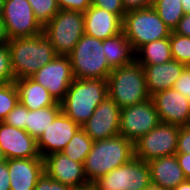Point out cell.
I'll return each mask as SVG.
<instances>
[{
  "mask_svg": "<svg viewBox=\"0 0 190 190\" xmlns=\"http://www.w3.org/2000/svg\"><path fill=\"white\" fill-rule=\"evenodd\" d=\"M134 158V143L124 136L117 135L96 140L88 153L83 166L85 176L93 184L103 175L122 166Z\"/></svg>",
  "mask_w": 190,
  "mask_h": 190,
  "instance_id": "1",
  "label": "cell"
},
{
  "mask_svg": "<svg viewBox=\"0 0 190 190\" xmlns=\"http://www.w3.org/2000/svg\"><path fill=\"white\" fill-rule=\"evenodd\" d=\"M8 48L15 80L31 77L57 56L44 33L11 39L8 41Z\"/></svg>",
  "mask_w": 190,
  "mask_h": 190,
  "instance_id": "2",
  "label": "cell"
},
{
  "mask_svg": "<svg viewBox=\"0 0 190 190\" xmlns=\"http://www.w3.org/2000/svg\"><path fill=\"white\" fill-rule=\"evenodd\" d=\"M107 96V80L74 79L60 102L61 110L82 127Z\"/></svg>",
  "mask_w": 190,
  "mask_h": 190,
  "instance_id": "3",
  "label": "cell"
},
{
  "mask_svg": "<svg viewBox=\"0 0 190 190\" xmlns=\"http://www.w3.org/2000/svg\"><path fill=\"white\" fill-rule=\"evenodd\" d=\"M108 96L125 108L151 98L142 66L135 60L129 65L113 68L107 78Z\"/></svg>",
  "mask_w": 190,
  "mask_h": 190,
  "instance_id": "4",
  "label": "cell"
},
{
  "mask_svg": "<svg viewBox=\"0 0 190 190\" xmlns=\"http://www.w3.org/2000/svg\"><path fill=\"white\" fill-rule=\"evenodd\" d=\"M102 40L84 34L67 55L75 79L107 80L112 68L104 55Z\"/></svg>",
  "mask_w": 190,
  "mask_h": 190,
  "instance_id": "5",
  "label": "cell"
},
{
  "mask_svg": "<svg viewBox=\"0 0 190 190\" xmlns=\"http://www.w3.org/2000/svg\"><path fill=\"white\" fill-rule=\"evenodd\" d=\"M122 31L135 52L146 43L169 38L171 33L152 6L126 11Z\"/></svg>",
  "mask_w": 190,
  "mask_h": 190,
  "instance_id": "6",
  "label": "cell"
},
{
  "mask_svg": "<svg viewBox=\"0 0 190 190\" xmlns=\"http://www.w3.org/2000/svg\"><path fill=\"white\" fill-rule=\"evenodd\" d=\"M57 55L67 56L85 34L84 13L60 9L43 27Z\"/></svg>",
  "mask_w": 190,
  "mask_h": 190,
  "instance_id": "7",
  "label": "cell"
},
{
  "mask_svg": "<svg viewBox=\"0 0 190 190\" xmlns=\"http://www.w3.org/2000/svg\"><path fill=\"white\" fill-rule=\"evenodd\" d=\"M151 184L147 162L136 157L95 181L97 190H144Z\"/></svg>",
  "mask_w": 190,
  "mask_h": 190,
  "instance_id": "8",
  "label": "cell"
},
{
  "mask_svg": "<svg viewBox=\"0 0 190 190\" xmlns=\"http://www.w3.org/2000/svg\"><path fill=\"white\" fill-rule=\"evenodd\" d=\"M180 127L161 122L134 142V157L148 163L156 158L176 154Z\"/></svg>",
  "mask_w": 190,
  "mask_h": 190,
  "instance_id": "9",
  "label": "cell"
},
{
  "mask_svg": "<svg viewBox=\"0 0 190 190\" xmlns=\"http://www.w3.org/2000/svg\"><path fill=\"white\" fill-rule=\"evenodd\" d=\"M1 17L8 40L33 37L43 33L28 0H5Z\"/></svg>",
  "mask_w": 190,
  "mask_h": 190,
  "instance_id": "10",
  "label": "cell"
},
{
  "mask_svg": "<svg viewBox=\"0 0 190 190\" xmlns=\"http://www.w3.org/2000/svg\"><path fill=\"white\" fill-rule=\"evenodd\" d=\"M160 123L159 114L150 98L144 102L121 108L119 134L134 143Z\"/></svg>",
  "mask_w": 190,
  "mask_h": 190,
  "instance_id": "11",
  "label": "cell"
},
{
  "mask_svg": "<svg viewBox=\"0 0 190 190\" xmlns=\"http://www.w3.org/2000/svg\"><path fill=\"white\" fill-rule=\"evenodd\" d=\"M31 78L46 88L57 102H61L75 79L68 56L57 55Z\"/></svg>",
  "mask_w": 190,
  "mask_h": 190,
  "instance_id": "12",
  "label": "cell"
},
{
  "mask_svg": "<svg viewBox=\"0 0 190 190\" xmlns=\"http://www.w3.org/2000/svg\"><path fill=\"white\" fill-rule=\"evenodd\" d=\"M120 113L121 108L107 96L81 128L93 141L120 135Z\"/></svg>",
  "mask_w": 190,
  "mask_h": 190,
  "instance_id": "13",
  "label": "cell"
},
{
  "mask_svg": "<svg viewBox=\"0 0 190 190\" xmlns=\"http://www.w3.org/2000/svg\"><path fill=\"white\" fill-rule=\"evenodd\" d=\"M44 172L54 181L69 185L76 190L91 185L85 176L83 163L72 161L63 152L43 158Z\"/></svg>",
  "mask_w": 190,
  "mask_h": 190,
  "instance_id": "14",
  "label": "cell"
},
{
  "mask_svg": "<svg viewBox=\"0 0 190 190\" xmlns=\"http://www.w3.org/2000/svg\"><path fill=\"white\" fill-rule=\"evenodd\" d=\"M81 127L61 112L37 140V149L42 158L62 152Z\"/></svg>",
  "mask_w": 190,
  "mask_h": 190,
  "instance_id": "15",
  "label": "cell"
},
{
  "mask_svg": "<svg viewBox=\"0 0 190 190\" xmlns=\"http://www.w3.org/2000/svg\"><path fill=\"white\" fill-rule=\"evenodd\" d=\"M0 148L6 159L42 158L37 140L27 131L0 121Z\"/></svg>",
  "mask_w": 190,
  "mask_h": 190,
  "instance_id": "16",
  "label": "cell"
},
{
  "mask_svg": "<svg viewBox=\"0 0 190 190\" xmlns=\"http://www.w3.org/2000/svg\"><path fill=\"white\" fill-rule=\"evenodd\" d=\"M161 122L185 126L190 116V102L174 88L159 91L151 96Z\"/></svg>",
  "mask_w": 190,
  "mask_h": 190,
  "instance_id": "17",
  "label": "cell"
},
{
  "mask_svg": "<svg viewBox=\"0 0 190 190\" xmlns=\"http://www.w3.org/2000/svg\"><path fill=\"white\" fill-rule=\"evenodd\" d=\"M11 190H34L44 173L43 158L6 159Z\"/></svg>",
  "mask_w": 190,
  "mask_h": 190,
  "instance_id": "18",
  "label": "cell"
},
{
  "mask_svg": "<svg viewBox=\"0 0 190 190\" xmlns=\"http://www.w3.org/2000/svg\"><path fill=\"white\" fill-rule=\"evenodd\" d=\"M122 22L116 14L93 5L84 12L85 34L102 41L121 33Z\"/></svg>",
  "mask_w": 190,
  "mask_h": 190,
  "instance_id": "19",
  "label": "cell"
},
{
  "mask_svg": "<svg viewBox=\"0 0 190 190\" xmlns=\"http://www.w3.org/2000/svg\"><path fill=\"white\" fill-rule=\"evenodd\" d=\"M145 74L146 87L150 96L173 88L175 81L186 67L174 59L163 64L141 65Z\"/></svg>",
  "mask_w": 190,
  "mask_h": 190,
  "instance_id": "20",
  "label": "cell"
},
{
  "mask_svg": "<svg viewBox=\"0 0 190 190\" xmlns=\"http://www.w3.org/2000/svg\"><path fill=\"white\" fill-rule=\"evenodd\" d=\"M151 184L172 190L186 180L176 155L156 158L148 162Z\"/></svg>",
  "mask_w": 190,
  "mask_h": 190,
  "instance_id": "21",
  "label": "cell"
},
{
  "mask_svg": "<svg viewBox=\"0 0 190 190\" xmlns=\"http://www.w3.org/2000/svg\"><path fill=\"white\" fill-rule=\"evenodd\" d=\"M14 84L18 91L19 102L28 110L41 109L58 103L46 88L31 77L16 79Z\"/></svg>",
  "mask_w": 190,
  "mask_h": 190,
  "instance_id": "22",
  "label": "cell"
},
{
  "mask_svg": "<svg viewBox=\"0 0 190 190\" xmlns=\"http://www.w3.org/2000/svg\"><path fill=\"white\" fill-rule=\"evenodd\" d=\"M103 44L104 55L112 69L129 65L135 61V51L123 31L116 36L104 39Z\"/></svg>",
  "mask_w": 190,
  "mask_h": 190,
  "instance_id": "23",
  "label": "cell"
},
{
  "mask_svg": "<svg viewBox=\"0 0 190 190\" xmlns=\"http://www.w3.org/2000/svg\"><path fill=\"white\" fill-rule=\"evenodd\" d=\"M172 59L169 38L146 43L135 52V60L140 65L163 64Z\"/></svg>",
  "mask_w": 190,
  "mask_h": 190,
  "instance_id": "24",
  "label": "cell"
},
{
  "mask_svg": "<svg viewBox=\"0 0 190 190\" xmlns=\"http://www.w3.org/2000/svg\"><path fill=\"white\" fill-rule=\"evenodd\" d=\"M62 112L61 103L41 109L29 110L27 113L26 131L35 140L43 134L45 129Z\"/></svg>",
  "mask_w": 190,
  "mask_h": 190,
  "instance_id": "25",
  "label": "cell"
},
{
  "mask_svg": "<svg viewBox=\"0 0 190 190\" xmlns=\"http://www.w3.org/2000/svg\"><path fill=\"white\" fill-rule=\"evenodd\" d=\"M152 7L171 31L185 14L181 0H153Z\"/></svg>",
  "mask_w": 190,
  "mask_h": 190,
  "instance_id": "26",
  "label": "cell"
},
{
  "mask_svg": "<svg viewBox=\"0 0 190 190\" xmlns=\"http://www.w3.org/2000/svg\"><path fill=\"white\" fill-rule=\"evenodd\" d=\"M94 141L80 128L62 151L72 161L84 163Z\"/></svg>",
  "mask_w": 190,
  "mask_h": 190,
  "instance_id": "27",
  "label": "cell"
},
{
  "mask_svg": "<svg viewBox=\"0 0 190 190\" xmlns=\"http://www.w3.org/2000/svg\"><path fill=\"white\" fill-rule=\"evenodd\" d=\"M172 58L190 66V37L171 31L169 36Z\"/></svg>",
  "mask_w": 190,
  "mask_h": 190,
  "instance_id": "28",
  "label": "cell"
},
{
  "mask_svg": "<svg viewBox=\"0 0 190 190\" xmlns=\"http://www.w3.org/2000/svg\"><path fill=\"white\" fill-rule=\"evenodd\" d=\"M38 22L44 27L60 10L57 0H28Z\"/></svg>",
  "mask_w": 190,
  "mask_h": 190,
  "instance_id": "29",
  "label": "cell"
},
{
  "mask_svg": "<svg viewBox=\"0 0 190 190\" xmlns=\"http://www.w3.org/2000/svg\"><path fill=\"white\" fill-rule=\"evenodd\" d=\"M18 102V91L14 82L0 84V121L6 118Z\"/></svg>",
  "mask_w": 190,
  "mask_h": 190,
  "instance_id": "30",
  "label": "cell"
},
{
  "mask_svg": "<svg viewBox=\"0 0 190 190\" xmlns=\"http://www.w3.org/2000/svg\"><path fill=\"white\" fill-rule=\"evenodd\" d=\"M15 81L8 43L0 45V84Z\"/></svg>",
  "mask_w": 190,
  "mask_h": 190,
  "instance_id": "31",
  "label": "cell"
},
{
  "mask_svg": "<svg viewBox=\"0 0 190 190\" xmlns=\"http://www.w3.org/2000/svg\"><path fill=\"white\" fill-rule=\"evenodd\" d=\"M29 110L20 102L10 111L3 120L4 123L26 131L27 113Z\"/></svg>",
  "mask_w": 190,
  "mask_h": 190,
  "instance_id": "32",
  "label": "cell"
},
{
  "mask_svg": "<svg viewBox=\"0 0 190 190\" xmlns=\"http://www.w3.org/2000/svg\"><path fill=\"white\" fill-rule=\"evenodd\" d=\"M91 5L116 14L122 21L126 13L122 0H91Z\"/></svg>",
  "mask_w": 190,
  "mask_h": 190,
  "instance_id": "33",
  "label": "cell"
},
{
  "mask_svg": "<svg viewBox=\"0 0 190 190\" xmlns=\"http://www.w3.org/2000/svg\"><path fill=\"white\" fill-rule=\"evenodd\" d=\"M34 190H76L73 187L63 184L58 181H54L45 172L39 178Z\"/></svg>",
  "mask_w": 190,
  "mask_h": 190,
  "instance_id": "34",
  "label": "cell"
},
{
  "mask_svg": "<svg viewBox=\"0 0 190 190\" xmlns=\"http://www.w3.org/2000/svg\"><path fill=\"white\" fill-rule=\"evenodd\" d=\"M173 88L184 95L190 102V66H186L180 77L175 81Z\"/></svg>",
  "mask_w": 190,
  "mask_h": 190,
  "instance_id": "35",
  "label": "cell"
},
{
  "mask_svg": "<svg viewBox=\"0 0 190 190\" xmlns=\"http://www.w3.org/2000/svg\"><path fill=\"white\" fill-rule=\"evenodd\" d=\"M59 9L85 12L91 6V0H57Z\"/></svg>",
  "mask_w": 190,
  "mask_h": 190,
  "instance_id": "36",
  "label": "cell"
},
{
  "mask_svg": "<svg viewBox=\"0 0 190 190\" xmlns=\"http://www.w3.org/2000/svg\"><path fill=\"white\" fill-rule=\"evenodd\" d=\"M176 153L190 154V131L184 126L179 129Z\"/></svg>",
  "mask_w": 190,
  "mask_h": 190,
  "instance_id": "37",
  "label": "cell"
},
{
  "mask_svg": "<svg viewBox=\"0 0 190 190\" xmlns=\"http://www.w3.org/2000/svg\"><path fill=\"white\" fill-rule=\"evenodd\" d=\"M125 11L148 8L153 5V0H122Z\"/></svg>",
  "mask_w": 190,
  "mask_h": 190,
  "instance_id": "38",
  "label": "cell"
},
{
  "mask_svg": "<svg viewBox=\"0 0 190 190\" xmlns=\"http://www.w3.org/2000/svg\"><path fill=\"white\" fill-rule=\"evenodd\" d=\"M0 190H11L9 170L6 161L0 163Z\"/></svg>",
  "mask_w": 190,
  "mask_h": 190,
  "instance_id": "39",
  "label": "cell"
},
{
  "mask_svg": "<svg viewBox=\"0 0 190 190\" xmlns=\"http://www.w3.org/2000/svg\"><path fill=\"white\" fill-rule=\"evenodd\" d=\"M173 32L190 37V14H184Z\"/></svg>",
  "mask_w": 190,
  "mask_h": 190,
  "instance_id": "40",
  "label": "cell"
},
{
  "mask_svg": "<svg viewBox=\"0 0 190 190\" xmlns=\"http://www.w3.org/2000/svg\"><path fill=\"white\" fill-rule=\"evenodd\" d=\"M177 160L187 180H190V154L176 153Z\"/></svg>",
  "mask_w": 190,
  "mask_h": 190,
  "instance_id": "41",
  "label": "cell"
},
{
  "mask_svg": "<svg viewBox=\"0 0 190 190\" xmlns=\"http://www.w3.org/2000/svg\"><path fill=\"white\" fill-rule=\"evenodd\" d=\"M8 37L6 35L4 22L2 20V17L0 15V45L8 43Z\"/></svg>",
  "mask_w": 190,
  "mask_h": 190,
  "instance_id": "42",
  "label": "cell"
},
{
  "mask_svg": "<svg viewBox=\"0 0 190 190\" xmlns=\"http://www.w3.org/2000/svg\"><path fill=\"white\" fill-rule=\"evenodd\" d=\"M172 190H190V180H185L181 182L178 186L173 188Z\"/></svg>",
  "mask_w": 190,
  "mask_h": 190,
  "instance_id": "43",
  "label": "cell"
},
{
  "mask_svg": "<svg viewBox=\"0 0 190 190\" xmlns=\"http://www.w3.org/2000/svg\"><path fill=\"white\" fill-rule=\"evenodd\" d=\"M185 14H190V0H181Z\"/></svg>",
  "mask_w": 190,
  "mask_h": 190,
  "instance_id": "44",
  "label": "cell"
},
{
  "mask_svg": "<svg viewBox=\"0 0 190 190\" xmlns=\"http://www.w3.org/2000/svg\"><path fill=\"white\" fill-rule=\"evenodd\" d=\"M144 190H167V189H163L159 186H156V185H153V184H150L147 188H145Z\"/></svg>",
  "mask_w": 190,
  "mask_h": 190,
  "instance_id": "45",
  "label": "cell"
},
{
  "mask_svg": "<svg viewBox=\"0 0 190 190\" xmlns=\"http://www.w3.org/2000/svg\"><path fill=\"white\" fill-rule=\"evenodd\" d=\"M3 161H6V157L4 156L3 151L0 148V163L3 162Z\"/></svg>",
  "mask_w": 190,
  "mask_h": 190,
  "instance_id": "46",
  "label": "cell"
},
{
  "mask_svg": "<svg viewBox=\"0 0 190 190\" xmlns=\"http://www.w3.org/2000/svg\"><path fill=\"white\" fill-rule=\"evenodd\" d=\"M82 190H97V189L91 184L87 187L82 188Z\"/></svg>",
  "mask_w": 190,
  "mask_h": 190,
  "instance_id": "47",
  "label": "cell"
},
{
  "mask_svg": "<svg viewBox=\"0 0 190 190\" xmlns=\"http://www.w3.org/2000/svg\"><path fill=\"white\" fill-rule=\"evenodd\" d=\"M184 127L190 131V116H189L187 124Z\"/></svg>",
  "mask_w": 190,
  "mask_h": 190,
  "instance_id": "48",
  "label": "cell"
},
{
  "mask_svg": "<svg viewBox=\"0 0 190 190\" xmlns=\"http://www.w3.org/2000/svg\"><path fill=\"white\" fill-rule=\"evenodd\" d=\"M4 1H5V0H0V14H1L2 9H3Z\"/></svg>",
  "mask_w": 190,
  "mask_h": 190,
  "instance_id": "49",
  "label": "cell"
}]
</instances>
